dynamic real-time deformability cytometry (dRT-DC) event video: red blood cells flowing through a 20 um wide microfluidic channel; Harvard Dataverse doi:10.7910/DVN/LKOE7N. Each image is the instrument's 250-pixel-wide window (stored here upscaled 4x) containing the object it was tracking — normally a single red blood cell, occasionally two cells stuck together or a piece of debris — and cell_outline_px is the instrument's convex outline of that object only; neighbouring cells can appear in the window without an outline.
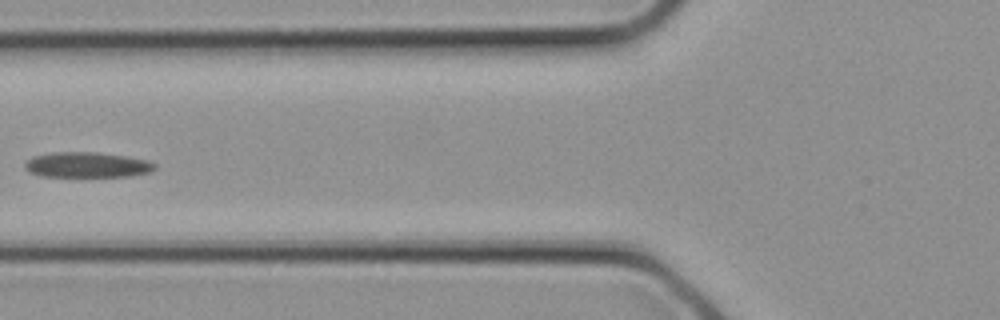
{"species": "common noctule bat (a hibernating species)", "species_latin": "Nyctalus noctula", "temperature_condition": "cold", "stored_images_in_passage": 9, "camera_frame_rate_fps": 3000, "um_per_image_px": 0.085, "animal": {"sex": "female", "body_mass_g": 21.9}, "frame": {"image": 1, "passage_image": 3, "time_ms": 0.667, "image_size_px": [1000, 320], "cell_outline_px": [[156, 168], [148, 172], [132, 176], [40, 176], [28, 172], [24, 168], [24, 164], [32, 156], [56, 152], [96, 152], [128, 156], [148, 160], [156, 164]], "centroid_in_image_um": [7.4, 14.01], "position_along_channel_um": 118.4, "area_um2": 19.25}}
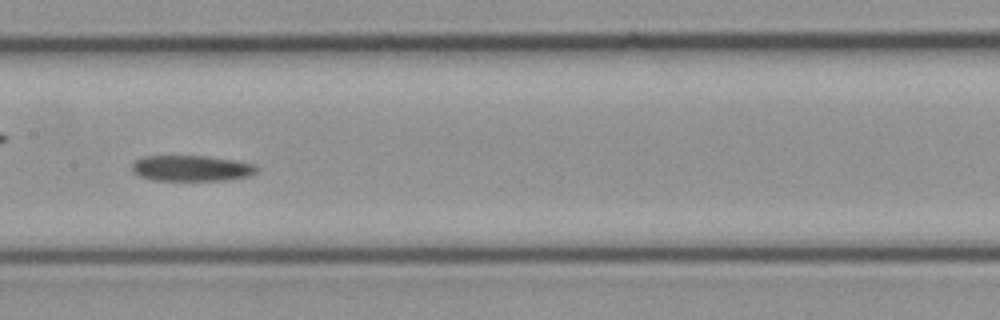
{"frame": {"image": 2, "passage_image": 6, "time_ms": 1.667, "image_size_px": [1000, 320], "cell_outline_px": [[256, 172], [252, 176], [228, 180], [152, 180], [140, 176], [132, 172], [132, 164], [136, 160], [144, 156], [204, 156], [232, 160], [252, 164], [256, 168]], "centroid_in_image_um": [16.25, 14.31], "position_along_channel_um": 191.2, "area_um2": 18.61}}
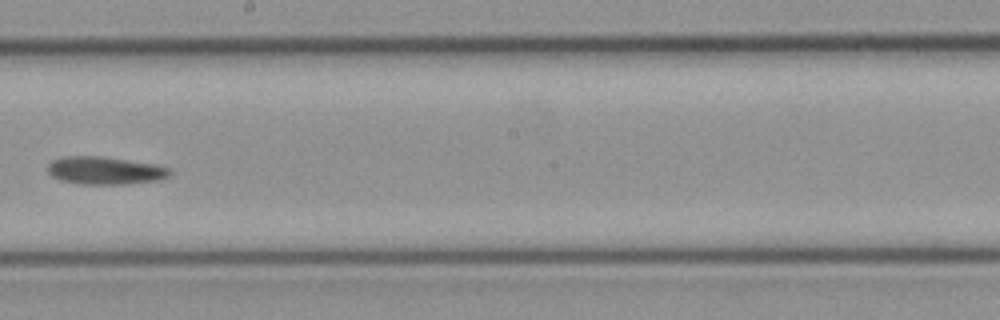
{"frame": {"image": 3, "passage_image": 8, "time_ms": 2.333, "image_size_px": [1000, 320], "cell_outline_px": [[172, 176], [160, 180], [124, 184], [80, 184], [60, 180], [52, 176], [48, 172], [48, 164], [52, 160], [60, 156], [100, 156], [156, 164], [172, 168]], "centroid_in_image_um": [8.96, 14.49], "position_along_channel_um": 239.2, "area_um2": 20.06}}